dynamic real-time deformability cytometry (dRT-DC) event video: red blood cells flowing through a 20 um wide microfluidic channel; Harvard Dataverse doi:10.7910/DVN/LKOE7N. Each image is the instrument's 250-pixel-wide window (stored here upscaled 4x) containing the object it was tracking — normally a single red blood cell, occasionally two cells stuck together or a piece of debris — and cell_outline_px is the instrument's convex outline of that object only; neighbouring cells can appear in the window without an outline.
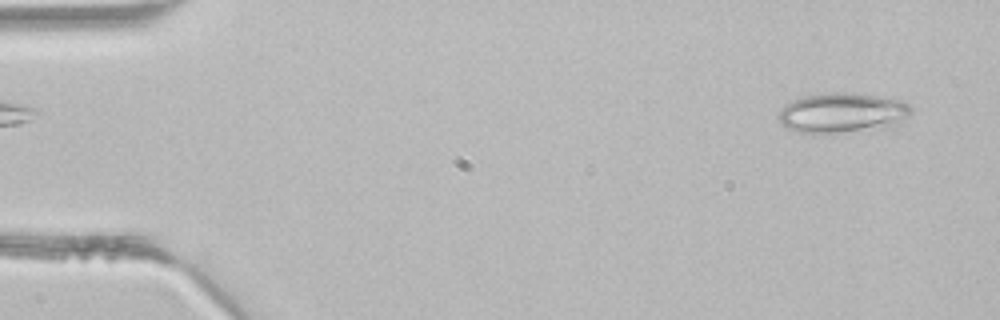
{"species": "common noctule bat (a hibernating species)", "species_latin": "Nyctalus noctula", "temperature_condition": "room temperature", "stored_images_in_passage": 4, "segment_of_instrument_passage": [2, 2], "camera_frame_rate_fps": 3000, "um_per_image_px": 0.085, "animal": {"sex": "male", "body_mass_g": 21.5, "forearm_length_mm": 52.0}, "frame": {"image": 1, "passage_image": 4, "time_ms": 1.0, "image_size_px": [1000, 320], "cell_outline_px": [[912, 112], [904, 124], [892, 128], [836, 132], [800, 132], [788, 128], [780, 124], [776, 116], [780, 108], [792, 100], [804, 96], [832, 92], [848, 92], [904, 100], [912, 108]], "centroid_in_image_um": [71.67, 9.59], "position_along_channel_um": 13.3, "area_um2": 31.44}}